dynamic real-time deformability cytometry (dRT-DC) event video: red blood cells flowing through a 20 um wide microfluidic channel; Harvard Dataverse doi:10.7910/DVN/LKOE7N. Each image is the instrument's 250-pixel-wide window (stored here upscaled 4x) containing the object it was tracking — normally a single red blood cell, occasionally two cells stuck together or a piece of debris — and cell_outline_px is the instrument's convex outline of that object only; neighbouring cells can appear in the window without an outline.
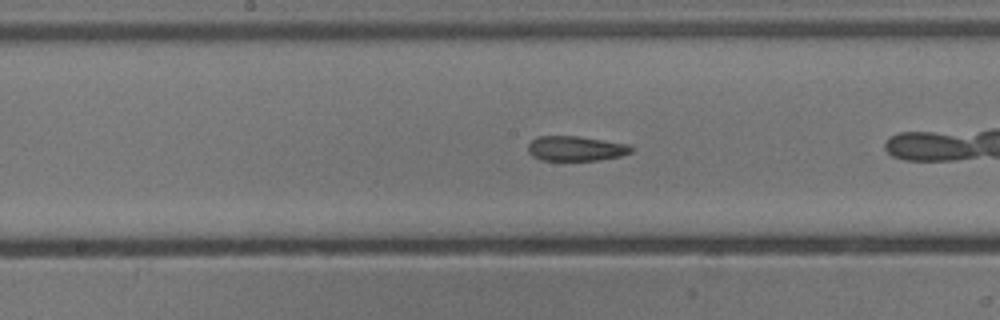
{"species": "common noctule bat (a hibernating species)", "species_latin": "Nyctalus noctula", "temperature_condition": "cold", "stored_images_in_passage": 18, "camera_frame_rate_fps": 3000, "um_per_image_px": 0.085, "animal": {"sex": "male", "body_mass_g": 13.3}, "frame": {"image": 1, "passage_image": 16, "time_ms": 5.0, "image_size_px": [1000, 320], "cell_outline_px": [[632, 152], [620, 156], [600, 160], [540, 160], [532, 156], [528, 152], [528, 144], [536, 136], [576, 136], [628, 144], [632, 148]], "centroid_in_image_um": [48.91, 12.62], "position_along_channel_um": 199.3, "area_um2": 14.91}}